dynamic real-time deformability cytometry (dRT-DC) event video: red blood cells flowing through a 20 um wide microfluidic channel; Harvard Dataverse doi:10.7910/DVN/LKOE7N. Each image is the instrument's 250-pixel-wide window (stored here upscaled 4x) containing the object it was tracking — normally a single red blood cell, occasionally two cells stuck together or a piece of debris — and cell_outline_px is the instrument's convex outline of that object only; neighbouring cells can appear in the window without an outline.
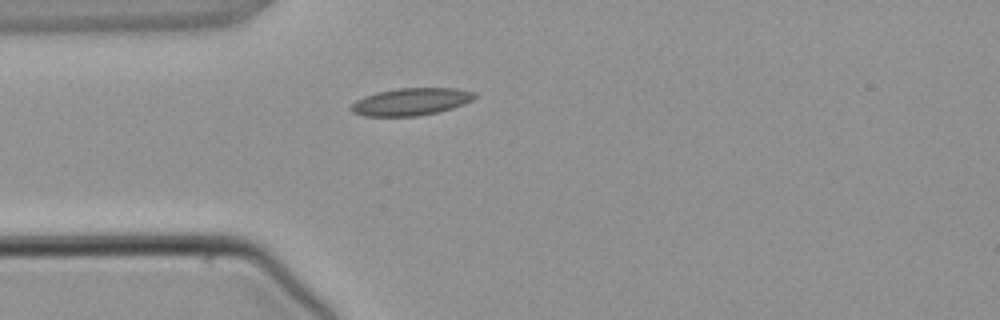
{"species": "common noctule bat (a hibernating species)", "species_latin": "Nyctalus noctula", "temperature_condition": "warm", "stored_images_in_passage": 1, "camera_frame_rate_fps": 3000, "um_per_image_px": 0.085, "animal": {"sex": "male", "body_mass_g": 21.5, "forearm_length_mm": 52.0}, "frame": {"image": 1, "passage_image": 1, "time_ms": 0.0, "image_size_px": [1000, 320], "cell_outline_px": [[476, 96], [472, 100], [464, 104], [452, 108], [436, 112], [416, 116], [364, 116], [352, 112], [352, 104], [356, 100], [364, 96], [376, 92], [396, 88], [456, 88], [476, 92]], "centroid_in_image_um": [34.94, 8.63], "position_along_channel_um": 50.1, "area_um2": 19.65}}